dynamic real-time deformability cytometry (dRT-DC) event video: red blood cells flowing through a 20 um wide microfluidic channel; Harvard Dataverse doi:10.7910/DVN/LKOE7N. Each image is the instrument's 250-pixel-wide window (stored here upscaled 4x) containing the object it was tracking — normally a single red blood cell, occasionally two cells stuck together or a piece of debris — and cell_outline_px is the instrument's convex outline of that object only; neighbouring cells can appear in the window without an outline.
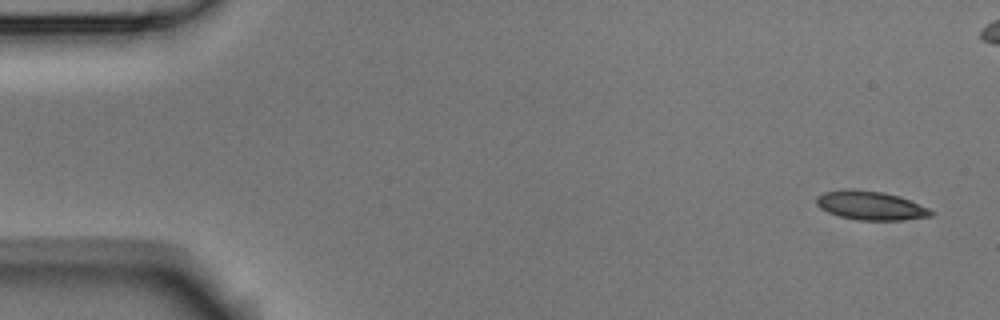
{"species": "Egyptian fruit bat (a non-hibernating species)", "species_latin": "Rousettus aegyptiacus", "temperature_condition": "room temperature", "stored_images_in_passage": 7, "segment_of_instrument_passage": [1, 2], "camera_frame_rate_fps": 3000, "um_per_image_px": 0.085, "animal": {"sex": "male"}, "frame": {"image": 1, "passage_image": 1, "time_ms": 0.0, "image_size_px": [1000, 320], "cell_outline_px": [[932, 216], [900, 220], [856, 220], [840, 216], [828, 212], [820, 208], [816, 204], [816, 196], [824, 192], [848, 188], [884, 192], [900, 196], [928, 208], [932, 212]], "centroid_in_image_um": [73.96, 17.46], "position_along_channel_um": 11.0, "area_um2": 19.25}}
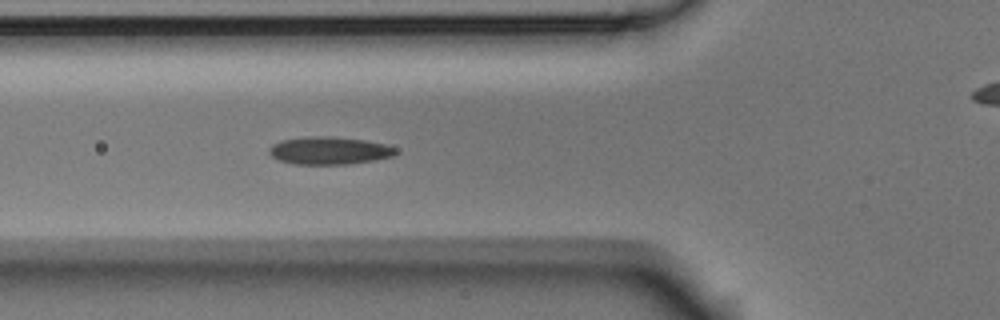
{"frame": {"image": 2, "passage_image": 6, "time_ms": 1.667, "image_size_px": [1000, 320], "cell_outline_px": [[400, 152], [392, 156], [376, 160], [348, 164], [292, 164], [280, 160], [272, 156], [268, 152], [268, 148], [272, 144], [280, 140], [316, 136], [328, 136], [364, 140], [384, 144], [396, 148]], "centroid_in_image_um": [27.99, 12.8], "position_along_channel_um": 97.8, "area_um2": 20.4}}